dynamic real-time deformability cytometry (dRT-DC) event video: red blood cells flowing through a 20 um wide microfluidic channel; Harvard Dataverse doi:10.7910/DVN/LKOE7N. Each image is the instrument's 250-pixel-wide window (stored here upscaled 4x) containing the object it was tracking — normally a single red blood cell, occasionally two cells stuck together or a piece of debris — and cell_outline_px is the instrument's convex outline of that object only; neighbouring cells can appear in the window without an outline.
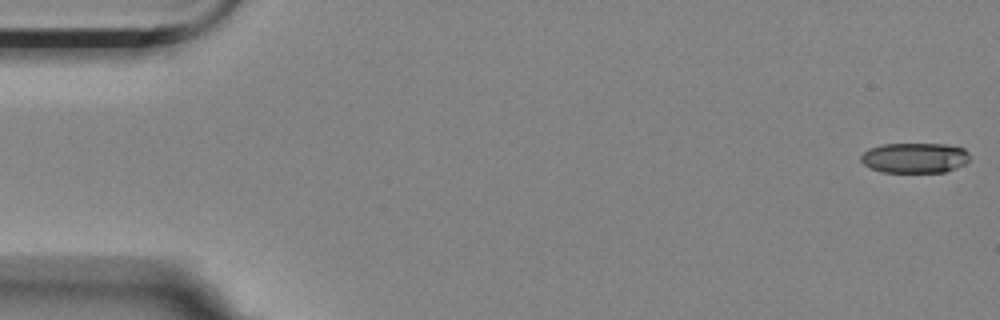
{"species": "Egyptian fruit bat (a non-hibernating species)", "species_latin": "Rousettus aegyptiacus", "temperature_condition": "room temperature", "stored_images_in_passage": 8, "camera_frame_rate_fps": 3000, "um_per_image_px": 0.085, "animal": {"sex": "female"}, "frame": {"image": 1, "passage_image": 1, "time_ms": 0.0, "image_size_px": [1000, 320], "cell_outline_px": [[968, 160], [964, 164], [956, 168], [944, 172], [880, 172], [864, 164], [860, 160], [860, 156], [868, 148], [880, 144], [944, 144], [964, 148], [968, 152]], "centroid_in_image_um": [77.72, 13.41], "position_along_channel_um": 7.3, "area_um2": 19.19}}